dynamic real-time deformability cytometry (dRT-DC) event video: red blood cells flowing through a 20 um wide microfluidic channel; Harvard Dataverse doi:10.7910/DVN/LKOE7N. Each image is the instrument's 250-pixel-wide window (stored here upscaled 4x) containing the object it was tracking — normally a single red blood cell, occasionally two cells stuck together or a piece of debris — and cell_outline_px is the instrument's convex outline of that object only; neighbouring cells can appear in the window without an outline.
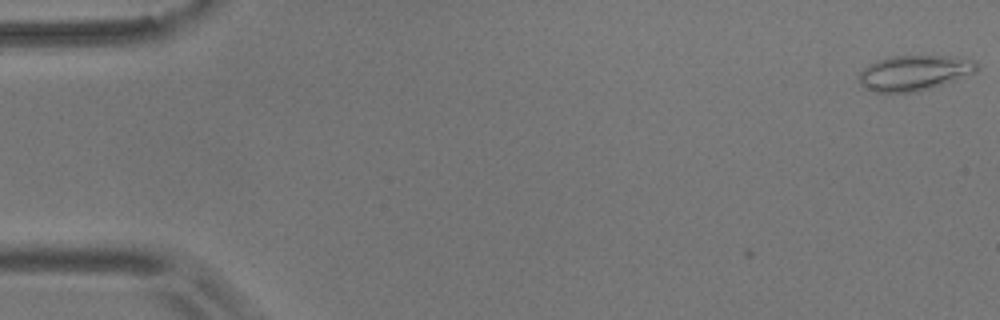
{"species": "common noctule bat (a hibernating species)", "species_latin": "Nyctalus noctula", "temperature_condition": "room temperature", "stored_images_in_passage": 3, "camera_frame_rate_fps": 3000, "um_per_image_px": 0.085, "animal": {"sex": "male", "body_mass_g": 17.9}, "frame": {"image": 1, "passage_image": 1, "time_ms": 0.0, "image_size_px": [1000, 320], "cell_outline_px": [[980, 68], [976, 72], [944, 84], [916, 92], [872, 92], [860, 84], [860, 72], [868, 64], [876, 60], [888, 56], [956, 56], [972, 60]], "centroid_in_image_um": [77.71, 6.19], "position_along_channel_um": 7.3, "area_um2": 24.28}}